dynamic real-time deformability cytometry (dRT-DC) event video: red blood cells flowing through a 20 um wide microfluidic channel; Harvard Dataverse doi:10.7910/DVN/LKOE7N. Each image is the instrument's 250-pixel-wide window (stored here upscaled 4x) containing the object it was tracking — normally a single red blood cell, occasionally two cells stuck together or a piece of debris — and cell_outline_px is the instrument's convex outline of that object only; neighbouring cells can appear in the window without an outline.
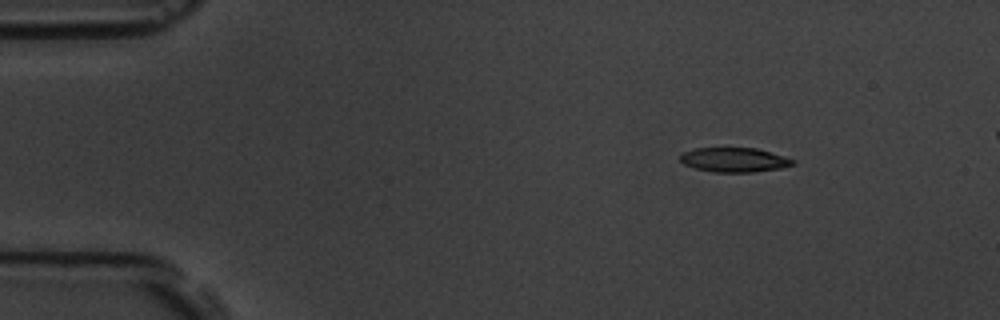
{"species": "common noctule bat (a hibernating species)", "species_latin": "Nyctalus noctula", "temperature_condition": "room temperature", "stored_images_in_passage": 48, "camera_frame_rate_fps": 3000, "um_per_image_px": 0.085, "animal": {"sex": "male", "body_mass_g": 19.5, "forearm_length_mm": 54.6}, "frame": {"image": 1, "passage_image": 1, "time_ms": 0.0, "image_size_px": [1000, 320], "cell_outline_px": [[796, 164], [780, 168], [752, 172], [712, 172], [696, 168], [684, 164], [680, 160], [680, 152], [692, 148], [756, 148], [784, 156], [796, 160]], "centroid_in_image_um": [62.39, 13.58], "position_along_channel_um": 22.6, "area_um2": 16.13}}
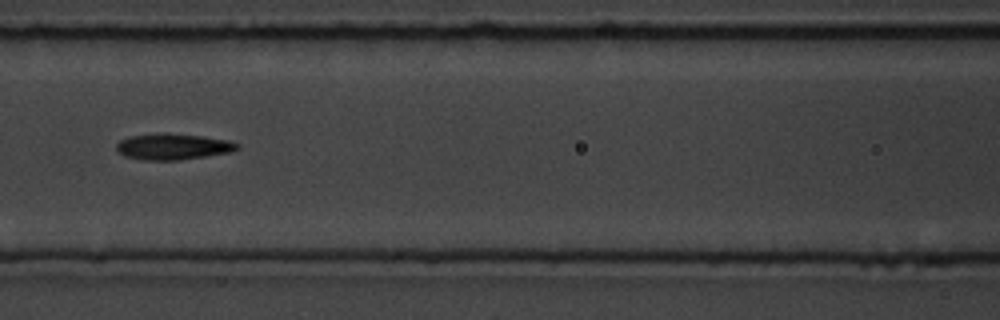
{"frame": {"image": 2, "passage_image": 18, "time_ms": 5.667, "image_size_px": [1000, 320], "cell_outline_px": [[240, 148], [232, 152], [180, 160], [144, 160], [124, 156], [116, 148], [116, 144], [120, 140], [132, 136], [200, 136], [228, 140], [240, 144]], "centroid_in_image_um": [14.77, 12.52], "position_along_channel_um": 151.8, "area_um2": 17.4}}
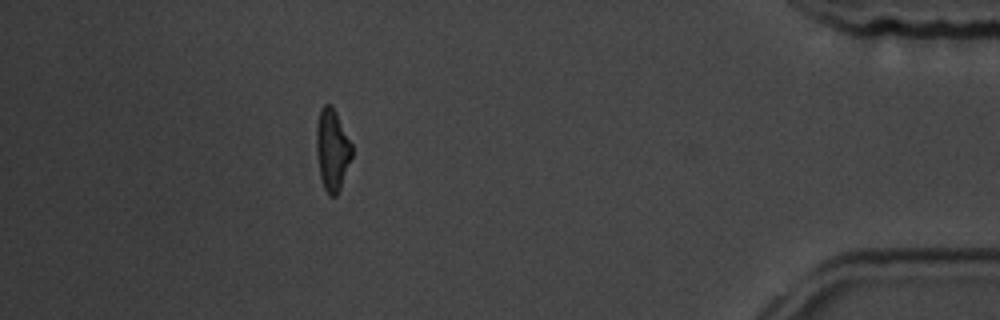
{"frame": {"image": 3, "passage_image": 43, "time_ms": 14.0, "image_size_px": [1000, 320], "cell_outline_px": [[352, 156], [340, 188], [336, 196], [328, 196], [324, 188], [320, 176], [316, 148], [316, 124], [320, 108], [324, 104], [332, 104], [352, 144]], "centroid_in_image_um": [28.23, 12.7], "position_along_channel_um": 407.0, "area_um2": 16.94}}